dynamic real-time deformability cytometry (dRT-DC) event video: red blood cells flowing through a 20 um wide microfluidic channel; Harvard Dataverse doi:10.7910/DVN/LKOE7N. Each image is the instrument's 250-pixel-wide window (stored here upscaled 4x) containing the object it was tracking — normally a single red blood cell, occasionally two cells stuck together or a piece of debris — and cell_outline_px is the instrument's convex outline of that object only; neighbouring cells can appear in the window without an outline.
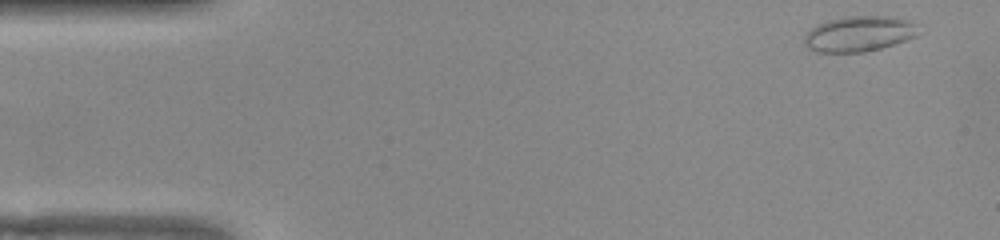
{"species": "common noctule bat (a hibernating species)", "species_latin": "Nyctalus noctula", "temperature_condition": "warm", "stored_images_in_passage": 51, "camera_frame_rate_fps": 3000, "um_per_image_px": 0.085, "animal": {"sex": "female", "body_mass_g": 22.0, "forearm_length_mm": 56.7}, "frame": {"image": 1, "passage_image": 2, "time_ms": 0.333, "image_size_px": [1000, 240], "cell_outline_px": [[916, 36], [880, 48], [864, 52], [816, 52], [808, 48], [804, 44], [804, 36], [816, 24], [828, 20], [844, 16], [888, 16], [908, 20], [916, 24]], "centroid_in_image_um": [72.96, 2.87], "position_along_channel_um": 12.0, "area_um2": 23.41}}
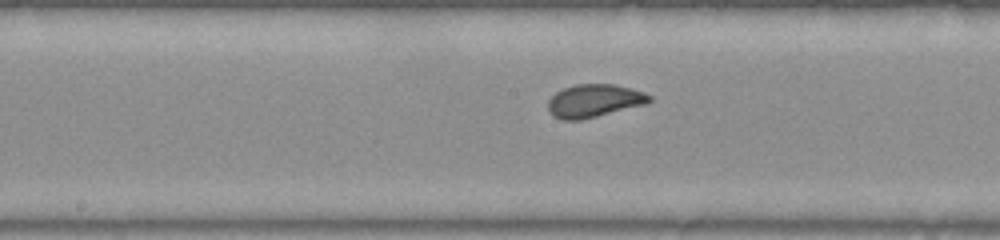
{"frame": {"image": 2, "passage_image": 25, "time_ms": 8.0, "image_size_px": [1000, 240], "cell_outline_px": [[652, 100], [648, 104], [580, 120], [564, 120], [552, 116], [548, 108], [548, 100], [556, 92], [564, 88], [576, 84], [616, 84], [644, 92], [652, 96]], "centroid_in_image_um": [50.53, 8.56], "position_along_channel_um": 197.7, "area_um2": 19.59}}
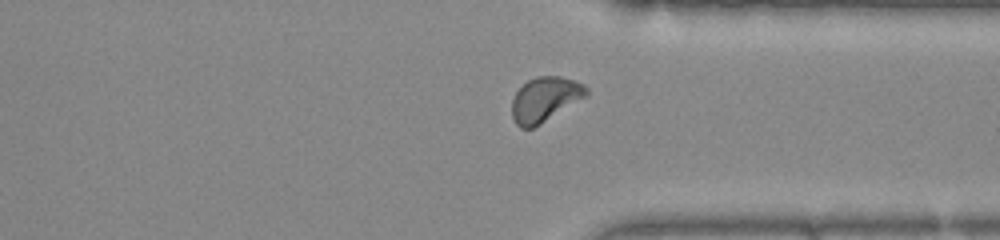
{"frame": {"image": 3, "passage_image": 38, "time_ms": 12.333, "image_size_px": [1000, 240], "cell_outline_px": [[588, 96], [540, 124], [532, 128], [520, 128], [516, 124], [512, 116], [512, 100], [516, 92], [528, 80], [536, 76], [560, 76], [576, 80], [584, 84], [588, 88]], "centroid_in_image_um": [46.35, 8.43], "position_along_channel_um": 365.1, "area_um2": 19.48}, "authors_computed_cell_mechanics": {"area_um2": 19.5942, "velocity_mm_per_s": 3.8785, "shape_relaxation_time_tau1_ms": 6.512, "shape_relaxation_time_tau2_ms": null, "deformation_change_tau1": 0.141, "deformation_change_tau2": null}}